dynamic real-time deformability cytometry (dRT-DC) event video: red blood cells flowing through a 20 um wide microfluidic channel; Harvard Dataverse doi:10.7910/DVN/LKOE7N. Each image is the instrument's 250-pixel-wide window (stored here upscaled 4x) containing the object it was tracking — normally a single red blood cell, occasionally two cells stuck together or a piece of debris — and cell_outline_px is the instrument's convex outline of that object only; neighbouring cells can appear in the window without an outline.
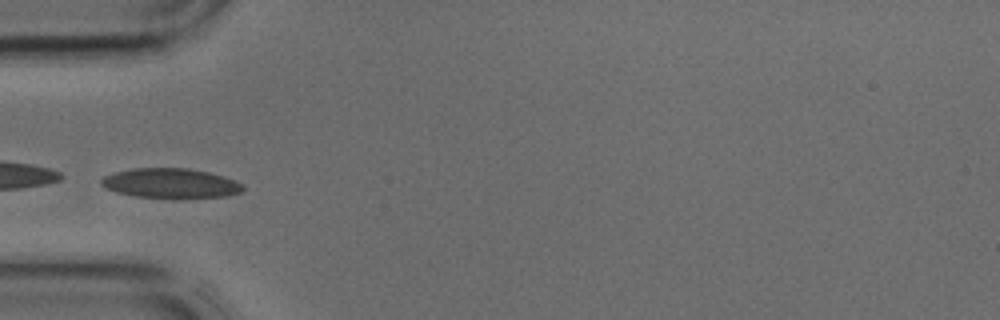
{"species": "common noctule bat (a hibernating species)", "species_latin": "Nyctalus noctula", "temperature_condition": "cold", "stored_images_in_passage": 30, "camera_frame_rate_fps": 3000, "um_per_image_px": 0.085, "animal": {"sex": "male", "body_mass_g": 17.9, "forearm_length_mm": 54.2}, "frame": {"image": 1, "passage_image": 1, "time_ms": 0.0, "image_size_px": [1000, 320], "cell_outline_px": [[244, 188], [240, 192], [228, 196], [136, 196], [116, 192], [100, 184], [100, 180], [104, 176], [116, 172], [132, 168], [188, 168], [208, 172], [244, 184]], "centroid_in_image_um": [14.47, 15.54], "position_along_channel_um": 70.5, "area_um2": 23.64}}